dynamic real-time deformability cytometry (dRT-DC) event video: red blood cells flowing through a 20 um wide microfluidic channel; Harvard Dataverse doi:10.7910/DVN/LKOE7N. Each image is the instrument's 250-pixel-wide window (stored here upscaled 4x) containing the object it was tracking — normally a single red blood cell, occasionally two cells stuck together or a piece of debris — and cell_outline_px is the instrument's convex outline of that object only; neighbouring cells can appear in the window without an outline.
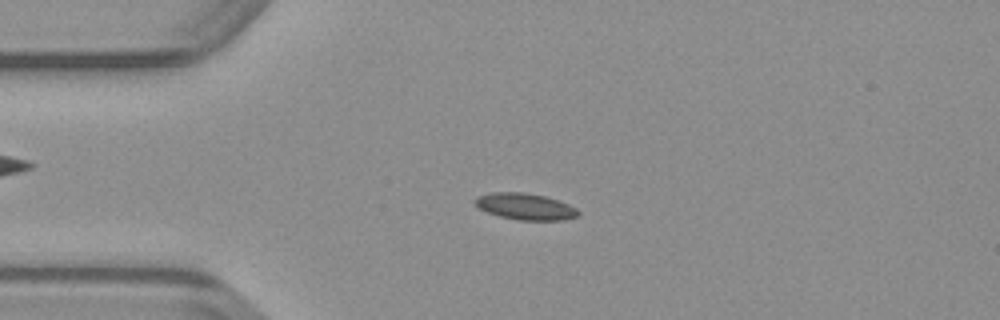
{"species": "common noctule bat (a hibernating species)", "species_latin": "Nyctalus noctula", "temperature_condition": "warm", "stored_images_in_passage": 48, "camera_frame_rate_fps": 3000, "um_per_image_px": 0.085, "animal": {"sex": "male", "body_mass_g": 23.1, "forearm_length_mm": 52.7}, "frame": {"image": 1, "passage_image": 11, "time_ms": 3.333, "image_size_px": [1000, 320], "cell_outline_px": [[580, 212], [576, 216], [564, 220], [516, 220], [500, 216], [488, 212], [480, 208], [472, 200], [476, 196], [492, 192], [524, 192], [548, 196], [560, 200], [576, 208]], "centroid_in_image_um": [44.65, 17.54], "position_along_channel_um": 40.3, "area_um2": 16.07}}
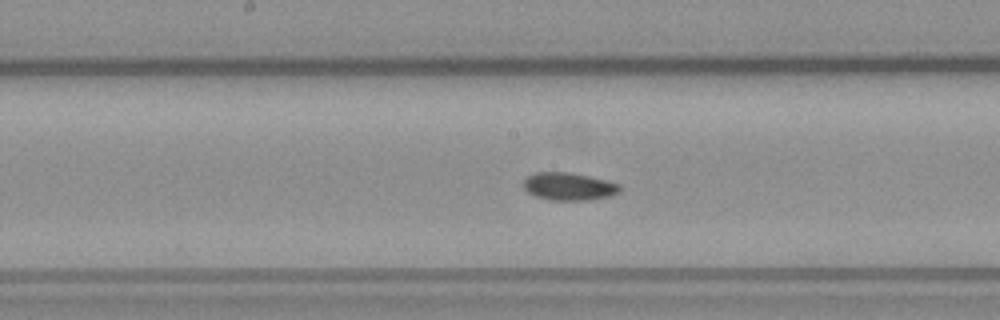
{"frame": {"image": 2, "passage_image": 24, "time_ms": 7.667, "image_size_px": [1000, 320], "cell_outline_px": [[620, 188], [616, 192], [608, 196], [588, 200], [552, 200], [536, 196], [528, 192], [524, 188], [524, 180], [528, 176], [536, 172], [568, 172], [588, 176], [620, 184]], "centroid_in_image_um": [48.31, 15.84], "position_along_channel_um": 199.9, "area_um2": 15.2}}
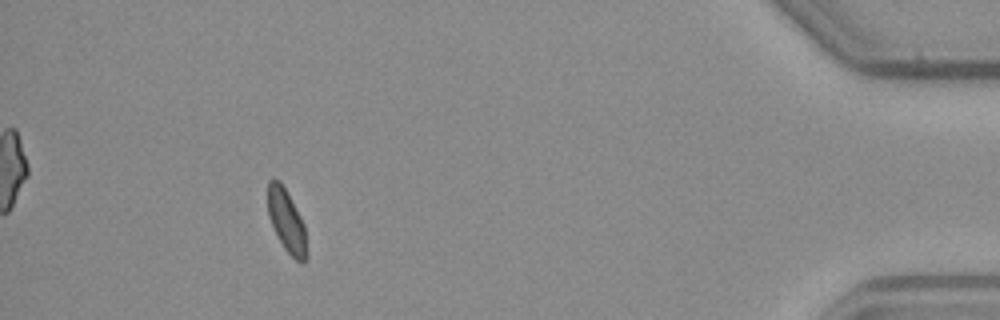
{"frame": {"image": 3, "passage_image": 44, "time_ms": 14.333, "image_size_px": [1000, 320], "cell_outline_px": [[304, 264], [300, 264], [284, 248], [268, 216], [268, 180], [272, 176], [280, 180], [300, 216], [304, 224]], "centroid_in_image_um": [24.3, 18.69], "position_along_channel_um": 410.9, "area_um2": 13.64}}